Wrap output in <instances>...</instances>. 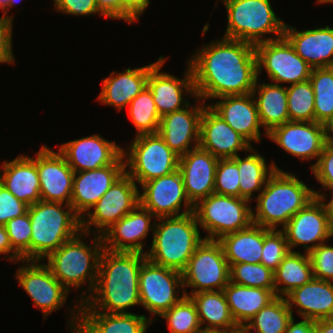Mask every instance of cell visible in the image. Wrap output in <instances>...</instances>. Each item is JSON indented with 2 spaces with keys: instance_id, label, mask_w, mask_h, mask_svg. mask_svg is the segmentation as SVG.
Segmentation results:
<instances>
[{
  "instance_id": "f546056e",
  "label": "cell",
  "mask_w": 333,
  "mask_h": 333,
  "mask_svg": "<svg viewBox=\"0 0 333 333\" xmlns=\"http://www.w3.org/2000/svg\"><path fill=\"white\" fill-rule=\"evenodd\" d=\"M0 167V184L17 199L28 206L41 201L37 152L35 158L21 154L14 160H5Z\"/></svg>"
},
{
  "instance_id": "4316f807",
  "label": "cell",
  "mask_w": 333,
  "mask_h": 333,
  "mask_svg": "<svg viewBox=\"0 0 333 333\" xmlns=\"http://www.w3.org/2000/svg\"><path fill=\"white\" fill-rule=\"evenodd\" d=\"M219 101L209 106L220 115L223 120L250 144L261 141L260 127H262L257 106L252 93L246 95H226L216 98Z\"/></svg>"
},
{
  "instance_id": "74e56055",
  "label": "cell",
  "mask_w": 333,
  "mask_h": 333,
  "mask_svg": "<svg viewBox=\"0 0 333 333\" xmlns=\"http://www.w3.org/2000/svg\"><path fill=\"white\" fill-rule=\"evenodd\" d=\"M285 297L276 296L262 308L245 326L251 333H285L288 323L293 317Z\"/></svg>"
},
{
  "instance_id": "44dd1931",
  "label": "cell",
  "mask_w": 333,
  "mask_h": 333,
  "mask_svg": "<svg viewBox=\"0 0 333 333\" xmlns=\"http://www.w3.org/2000/svg\"><path fill=\"white\" fill-rule=\"evenodd\" d=\"M58 151L65 157L74 172L89 171L112 165L123 148L100 134L71 140L60 145Z\"/></svg>"
},
{
  "instance_id": "e7e4bbea",
  "label": "cell",
  "mask_w": 333,
  "mask_h": 333,
  "mask_svg": "<svg viewBox=\"0 0 333 333\" xmlns=\"http://www.w3.org/2000/svg\"><path fill=\"white\" fill-rule=\"evenodd\" d=\"M326 3H333V0H326L325 2H324V4H326Z\"/></svg>"
},
{
  "instance_id": "ac0fdd59",
  "label": "cell",
  "mask_w": 333,
  "mask_h": 333,
  "mask_svg": "<svg viewBox=\"0 0 333 333\" xmlns=\"http://www.w3.org/2000/svg\"><path fill=\"white\" fill-rule=\"evenodd\" d=\"M165 60V57H163L149 71L147 79V86L151 90L160 117L188 106L190 102L184 99L183 95L194 97L196 103L201 101L196 95L192 70L189 64L187 63L183 79H178L177 76L172 74L160 72Z\"/></svg>"
},
{
  "instance_id": "03108f58",
  "label": "cell",
  "mask_w": 333,
  "mask_h": 333,
  "mask_svg": "<svg viewBox=\"0 0 333 333\" xmlns=\"http://www.w3.org/2000/svg\"><path fill=\"white\" fill-rule=\"evenodd\" d=\"M202 333H223V332H202Z\"/></svg>"
},
{
  "instance_id": "5b68a950",
  "label": "cell",
  "mask_w": 333,
  "mask_h": 333,
  "mask_svg": "<svg viewBox=\"0 0 333 333\" xmlns=\"http://www.w3.org/2000/svg\"><path fill=\"white\" fill-rule=\"evenodd\" d=\"M157 219L159 222H156ZM198 225L194 212L177 217L156 218L146 258L182 273L195 249L204 240Z\"/></svg>"
},
{
  "instance_id": "e0dca14e",
  "label": "cell",
  "mask_w": 333,
  "mask_h": 333,
  "mask_svg": "<svg viewBox=\"0 0 333 333\" xmlns=\"http://www.w3.org/2000/svg\"><path fill=\"white\" fill-rule=\"evenodd\" d=\"M268 138L302 161L317 158V161L310 165V169L318 162L327 143L324 126L319 122L288 121L269 132Z\"/></svg>"
},
{
  "instance_id": "277c9868",
  "label": "cell",
  "mask_w": 333,
  "mask_h": 333,
  "mask_svg": "<svg viewBox=\"0 0 333 333\" xmlns=\"http://www.w3.org/2000/svg\"><path fill=\"white\" fill-rule=\"evenodd\" d=\"M90 233L80 231L76 236L66 241L56 251L50 253L45 264L53 276L70 292L72 287H85L88 280V291L81 293L78 301L83 303L93 292L99 269V260L104 249L100 235L94 234L93 245H87L83 237ZM71 287V288H70ZM89 293V294H88ZM84 296H83V295Z\"/></svg>"
},
{
  "instance_id": "2e32d148",
  "label": "cell",
  "mask_w": 333,
  "mask_h": 333,
  "mask_svg": "<svg viewBox=\"0 0 333 333\" xmlns=\"http://www.w3.org/2000/svg\"><path fill=\"white\" fill-rule=\"evenodd\" d=\"M280 229L286 236L290 251L303 245L305 253L308 254L333 237V226L329 222L321 202L316 197ZM311 243L312 245H310Z\"/></svg>"
},
{
  "instance_id": "db71d44e",
  "label": "cell",
  "mask_w": 333,
  "mask_h": 333,
  "mask_svg": "<svg viewBox=\"0 0 333 333\" xmlns=\"http://www.w3.org/2000/svg\"><path fill=\"white\" fill-rule=\"evenodd\" d=\"M1 254L5 255L11 262H22L21 256L12 248L6 227L3 225H0V255Z\"/></svg>"
},
{
  "instance_id": "ee69618b",
  "label": "cell",
  "mask_w": 333,
  "mask_h": 333,
  "mask_svg": "<svg viewBox=\"0 0 333 333\" xmlns=\"http://www.w3.org/2000/svg\"><path fill=\"white\" fill-rule=\"evenodd\" d=\"M286 236L281 229L264 228L261 263L273 272L289 253Z\"/></svg>"
},
{
  "instance_id": "681fc988",
  "label": "cell",
  "mask_w": 333,
  "mask_h": 333,
  "mask_svg": "<svg viewBox=\"0 0 333 333\" xmlns=\"http://www.w3.org/2000/svg\"><path fill=\"white\" fill-rule=\"evenodd\" d=\"M27 210V204L17 199L0 184V225L5 226L8 221L25 214Z\"/></svg>"
},
{
  "instance_id": "7402d4cb",
  "label": "cell",
  "mask_w": 333,
  "mask_h": 333,
  "mask_svg": "<svg viewBox=\"0 0 333 333\" xmlns=\"http://www.w3.org/2000/svg\"><path fill=\"white\" fill-rule=\"evenodd\" d=\"M73 308L68 307L72 310L68 326L74 333H147L153 323V318L143 314L79 312V302Z\"/></svg>"
},
{
  "instance_id": "6f0895ef",
  "label": "cell",
  "mask_w": 333,
  "mask_h": 333,
  "mask_svg": "<svg viewBox=\"0 0 333 333\" xmlns=\"http://www.w3.org/2000/svg\"><path fill=\"white\" fill-rule=\"evenodd\" d=\"M324 190H330L331 191V199L328 201V203H325V200L327 196H325V193H321V191H315V197L321 202L326 215L328 216L329 222L333 226V189H324Z\"/></svg>"
},
{
  "instance_id": "d6986e66",
  "label": "cell",
  "mask_w": 333,
  "mask_h": 333,
  "mask_svg": "<svg viewBox=\"0 0 333 333\" xmlns=\"http://www.w3.org/2000/svg\"><path fill=\"white\" fill-rule=\"evenodd\" d=\"M124 173L123 154L112 165L75 172L70 202L75 213L82 219Z\"/></svg>"
},
{
  "instance_id": "9f6ffc18",
  "label": "cell",
  "mask_w": 333,
  "mask_h": 333,
  "mask_svg": "<svg viewBox=\"0 0 333 333\" xmlns=\"http://www.w3.org/2000/svg\"><path fill=\"white\" fill-rule=\"evenodd\" d=\"M125 8L138 20L150 4V0H122Z\"/></svg>"
},
{
  "instance_id": "83f0119b",
  "label": "cell",
  "mask_w": 333,
  "mask_h": 333,
  "mask_svg": "<svg viewBox=\"0 0 333 333\" xmlns=\"http://www.w3.org/2000/svg\"><path fill=\"white\" fill-rule=\"evenodd\" d=\"M284 37L313 69L333 67V28L330 26L298 31L286 24Z\"/></svg>"
},
{
  "instance_id": "816d5d0a",
  "label": "cell",
  "mask_w": 333,
  "mask_h": 333,
  "mask_svg": "<svg viewBox=\"0 0 333 333\" xmlns=\"http://www.w3.org/2000/svg\"><path fill=\"white\" fill-rule=\"evenodd\" d=\"M13 18L0 16V63H15V55L12 48Z\"/></svg>"
},
{
  "instance_id": "f1b7e54d",
  "label": "cell",
  "mask_w": 333,
  "mask_h": 333,
  "mask_svg": "<svg viewBox=\"0 0 333 333\" xmlns=\"http://www.w3.org/2000/svg\"><path fill=\"white\" fill-rule=\"evenodd\" d=\"M163 58L159 56L156 62L143 67L131 69L128 67L123 72L112 71L102 80V90L98 96L99 103L113 106L117 111L127 107L130 102L147 87L149 71Z\"/></svg>"
},
{
  "instance_id": "94428289",
  "label": "cell",
  "mask_w": 333,
  "mask_h": 333,
  "mask_svg": "<svg viewBox=\"0 0 333 333\" xmlns=\"http://www.w3.org/2000/svg\"><path fill=\"white\" fill-rule=\"evenodd\" d=\"M15 4H17L16 0H0V10L3 11L2 16H9L13 18V16L7 15V13H9V8L14 7Z\"/></svg>"
},
{
  "instance_id": "680465c9",
  "label": "cell",
  "mask_w": 333,
  "mask_h": 333,
  "mask_svg": "<svg viewBox=\"0 0 333 333\" xmlns=\"http://www.w3.org/2000/svg\"><path fill=\"white\" fill-rule=\"evenodd\" d=\"M315 333H333V318L315 321Z\"/></svg>"
},
{
  "instance_id": "4fadbf2b",
  "label": "cell",
  "mask_w": 333,
  "mask_h": 333,
  "mask_svg": "<svg viewBox=\"0 0 333 333\" xmlns=\"http://www.w3.org/2000/svg\"><path fill=\"white\" fill-rule=\"evenodd\" d=\"M255 50L258 78L263 69L273 83L280 85L297 84L308 80L311 76L313 68L295 52L284 36L258 43L255 45Z\"/></svg>"
},
{
  "instance_id": "f6af8a7d",
  "label": "cell",
  "mask_w": 333,
  "mask_h": 333,
  "mask_svg": "<svg viewBox=\"0 0 333 333\" xmlns=\"http://www.w3.org/2000/svg\"><path fill=\"white\" fill-rule=\"evenodd\" d=\"M5 227L12 248L21 256L22 261H30V237L32 228L28 211L8 221Z\"/></svg>"
},
{
  "instance_id": "91938a15",
  "label": "cell",
  "mask_w": 333,
  "mask_h": 333,
  "mask_svg": "<svg viewBox=\"0 0 333 333\" xmlns=\"http://www.w3.org/2000/svg\"><path fill=\"white\" fill-rule=\"evenodd\" d=\"M323 126L325 130L326 141L329 143H333V115L326 120Z\"/></svg>"
},
{
  "instance_id": "8fae6325",
  "label": "cell",
  "mask_w": 333,
  "mask_h": 333,
  "mask_svg": "<svg viewBox=\"0 0 333 333\" xmlns=\"http://www.w3.org/2000/svg\"><path fill=\"white\" fill-rule=\"evenodd\" d=\"M139 297L142 305L154 317L161 316L184 296L182 273L145 259L139 272ZM178 294H180L178 296Z\"/></svg>"
},
{
  "instance_id": "be15d7a7",
  "label": "cell",
  "mask_w": 333,
  "mask_h": 333,
  "mask_svg": "<svg viewBox=\"0 0 333 333\" xmlns=\"http://www.w3.org/2000/svg\"><path fill=\"white\" fill-rule=\"evenodd\" d=\"M326 0H317V3L323 4Z\"/></svg>"
},
{
  "instance_id": "ba28073f",
  "label": "cell",
  "mask_w": 333,
  "mask_h": 333,
  "mask_svg": "<svg viewBox=\"0 0 333 333\" xmlns=\"http://www.w3.org/2000/svg\"><path fill=\"white\" fill-rule=\"evenodd\" d=\"M126 151L125 172L141 185L152 179L168 175L179 167L177 155L158 133L135 135Z\"/></svg>"
},
{
  "instance_id": "3957f363",
  "label": "cell",
  "mask_w": 333,
  "mask_h": 333,
  "mask_svg": "<svg viewBox=\"0 0 333 333\" xmlns=\"http://www.w3.org/2000/svg\"><path fill=\"white\" fill-rule=\"evenodd\" d=\"M253 197L257 200L256 207L252 209L253 223L277 230L278 225L283 228L291 217L313 200L315 193L292 172L276 169L260 194Z\"/></svg>"
},
{
  "instance_id": "6da1fadb",
  "label": "cell",
  "mask_w": 333,
  "mask_h": 333,
  "mask_svg": "<svg viewBox=\"0 0 333 333\" xmlns=\"http://www.w3.org/2000/svg\"><path fill=\"white\" fill-rule=\"evenodd\" d=\"M198 98L252 93L258 79L255 45L228 38L205 44L187 62Z\"/></svg>"
},
{
  "instance_id": "7dc6e473",
  "label": "cell",
  "mask_w": 333,
  "mask_h": 333,
  "mask_svg": "<svg viewBox=\"0 0 333 333\" xmlns=\"http://www.w3.org/2000/svg\"><path fill=\"white\" fill-rule=\"evenodd\" d=\"M314 278L333 282V246L323 243L309 253Z\"/></svg>"
},
{
  "instance_id": "8992f818",
  "label": "cell",
  "mask_w": 333,
  "mask_h": 333,
  "mask_svg": "<svg viewBox=\"0 0 333 333\" xmlns=\"http://www.w3.org/2000/svg\"><path fill=\"white\" fill-rule=\"evenodd\" d=\"M27 211L32 228L30 261L42 262L81 231V218L71 204L41 200L28 206Z\"/></svg>"
},
{
  "instance_id": "4dcf8cb0",
  "label": "cell",
  "mask_w": 333,
  "mask_h": 333,
  "mask_svg": "<svg viewBox=\"0 0 333 333\" xmlns=\"http://www.w3.org/2000/svg\"><path fill=\"white\" fill-rule=\"evenodd\" d=\"M293 313L294 307L301 318L318 321L333 318V282L312 278L285 296Z\"/></svg>"
},
{
  "instance_id": "f5cc1de1",
  "label": "cell",
  "mask_w": 333,
  "mask_h": 333,
  "mask_svg": "<svg viewBox=\"0 0 333 333\" xmlns=\"http://www.w3.org/2000/svg\"><path fill=\"white\" fill-rule=\"evenodd\" d=\"M99 11L108 19L124 20L132 24L137 19L125 8L122 0H95Z\"/></svg>"
},
{
  "instance_id": "7c38bea8",
  "label": "cell",
  "mask_w": 333,
  "mask_h": 333,
  "mask_svg": "<svg viewBox=\"0 0 333 333\" xmlns=\"http://www.w3.org/2000/svg\"><path fill=\"white\" fill-rule=\"evenodd\" d=\"M138 204L137 183L125 172L91 208L94 210L81 219V230L101 236Z\"/></svg>"
},
{
  "instance_id": "484cf974",
  "label": "cell",
  "mask_w": 333,
  "mask_h": 333,
  "mask_svg": "<svg viewBox=\"0 0 333 333\" xmlns=\"http://www.w3.org/2000/svg\"><path fill=\"white\" fill-rule=\"evenodd\" d=\"M219 159L197 147L179 157V167L186 196L195 206L214 193L215 173Z\"/></svg>"
},
{
  "instance_id": "8d00e7d4",
  "label": "cell",
  "mask_w": 333,
  "mask_h": 333,
  "mask_svg": "<svg viewBox=\"0 0 333 333\" xmlns=\"http://www.w3.org/2000/svg\"><path fill=\"white\" fill-rule=\"evenodd\" d=\"M248 152L249 154L245 158L237 155L232 159L238 164L240 198L252 201L253 193L258 191L259 195V191L263 190L269 176L280 168L274 162L267 165L265 158L253 147Z\"/></svg>"
},
{
  "instance_id": "e575fe53",
  "label": "cell",
  "mask_w": 333,
  "mask_h": 333,
  "mask_svg": "<svg viewBox=\"0 0 333 333\" xmlns=\"http://www.w3.org/2000/svg\"><path fill=\"white\" fill-rule=\"evenodd\" d=\"M264 227H249L223 236L220 242L229 266L238 263L259 264L262 258Z\"/></svg>"
},
{
  "instance_id": "1f68e13d",
  "label": "cell",
  "mask_w": 333,
  "mask_h": 333,
  "mask_svg": "<svg viewBox=\"0 0 333 333\" xmlns=\"http://www.w3.org/2000/svg\"><path fill=\"white\" fill-rule=\"evenodd\" d=\"M232 318L239 328L244 326L275 297V290L248 287L229 282L222 290Z\"/></svg>"
},
{
  "instance_id": "d590c367",
  "label": "cell",
  "mask_w": 333,
  "mask_h": 333,
  "mask_svg": "<svg viewBox=\"0 0 333 333\" xmlns=\"http://www.w3.org/2000/svg\"><path fill=\"white\" fill-rule=\"evenodd\" d=\"M313 277L309 254L289 251L274 271L275 295L285 297L295 288L308 283Z\"/></svg>"
},
{
  "instance_id": "ab89813d",
  "label": "cell",
  "mask_w": 333,
  "mask_h": 333,
  "mask_svg": "<svg viewBox=\"0 0 333 333\" xmlns=\"http://www.w3.org/2000/svg\"><path fill=\"white\" fill-rule=\"evenodd\" d=\"M309 80L315 96V122L324 124L333 115V67L312 69Z\"/></svg>"
},
{
  "instance_id": "11a10c76",
  "label": "cell",
  "mask_w": 333,
  "mask_h": 333,
  "mask_svg": "<svg viewBox=\"0 0 333 333\" xmlns=\"http://www.w3.org/2000/svg\"><path fill=\"white\" fill-rule=\"evenodd\" d=\"M285 333H315V321L302 318L300 322H295L293 316L288 323Z\"/></svg>"
},
{
  "instance_id": "d4e9b609",
  "label": "cell",
  "mask_w": 333,
  "mask_h": 333,
  "mask_svg": "<svg viewBox=\"0 0 333 333\" xmlns=\"http://www.w3.org/2000/svg\"><path fill=\"white\" fill-rule=\"evenodd\" d=\"M253 145L234 131L209 105L204 108L200 121L199 147L218 159L234 158L238 152Z\"/></svg>"
},
{
  "instance_id": "c3c4849f",
  "label": "cell",
  "mask_w": 333,
  "mask_h": 333,
  "mask_svg": "<svg viewBox=\"0 0 333 333\" xmlns=\"http://www.w3.org/2000/svg\"><path fill=\"white\" fill-rule=\"evenodd\" d=\"M311 170L314 177L323 186L322 189H333V143L325 144L318 162Z\"/></svg>"
},
{
  "instance_id": "6125c7cd",
  "label": "cell",
  "mask_w": 333,
  "mask_h": 333,
  "mask_svg": "<svg viewBox=\"0 0 333 333\" xmlns=\"http://www.w3.org/2000/svg\"><path fill=\"white\" fill-rule=\"evenodd\" d=\"M231 333H248V332L244 328H239L238 330L233 331Z\"/></svg>"
},
{
  "instance_id": "d6a6232c",
  "label": "cell",
  "mask_w": 333,
  "mask_h": 333,
  "mask_svg": "<svg viewBox=\"0 0 333 333\" xmlns=\"http://www.w3.org/2000/svg\"><path fill=\"white\" fill-rule=\"evenodd\" d=\"M257 79L252 95L265 135L275 127L290 121L287 108L286 86L275 83H260Z\"/></svg>"
},
{
  "instance_id": "9c48e42d",
  "label": "cell",
  "mask_w": 333,
  "mask_h": 333,
  "mask_svg": "<svg viewBox=\"0 0 333 333\" xmlns=\"http://www.w3.org/2000/svg\"><path fill=\"white\" fill-rule=\"evenodd\" d=\"M199 227L207 232L204 239L219 240L225 235L249 227L252 208L245 198L213 193L194 206Z\"/></svg>"
},
{
  "instance_id": "f35d334b",
  "label": "cell",
  "mask_w": 333,
  "mask_h": 333,
  "mask_svg": "<svg viewBox=\"0 0 333 333\" xmlns=\"http://www.w3.org/2000/svg\"><path fill=\"white\" fill-rule=\"evenodd\" d=\"M128 107L129 117L136 128V135L158 133L161 117L148 86L130 102Z\"/></svg>"
},
{
  "instance_id": "603a6c76",
  "label": "cell",
  "mask_w": 333,
  "mask_h": 333,
  "mask_svg": "<svg viewBox=\"0 0 333 333\" xmlns=\"http://www.w3.org/2000/svg\"><path fill=\"white\" fill-rule=\"evenodd\" d=\"M155 216L138 204L132 211L114 223L102 235L104 249L114 252L146 254L144 239L154 231Z\"/></svg>"
},
{
  "instance_id": "5bb4252c",
  "label": "cell",
  "mask_w": 333,
  "mask_h": 333,
  "mask_svg": "<svg viewBox=\"0 0 333 333\" xmlns=\"http://www.w3.org/2000/svg\"><path fill=\"white\" fill-rule=\"evenodd\" d=\"M139 204L155 218L177 217L194 211L188 200L182 174L179 169L140 185ZM183 203L184 211L181 210Z\"/></svg>"
},
{
  "instance_id": "ffe728a7",
  "label": "cell",
  "mask_w": 333,
  "mask_h": 333,
  "mask_svg": "<svg viewBox=\"0 0 333 333\" xmlns=\"http://www.w3.org/2000/svg\"><path fill=\"white\" fill-rule=\"evenodd\" d=\"M37 171L41 200L70 204L75 172L65 157L59 151L42 145L37 152Z\"/></svg>"
},
{
  "instance_id": "7a4b0ae2",
  "label": "cell",
  "mask_w": 333,
  "mask_h": 333,
  "mask_svg": "<svg viewBox=\"0 0 333 333\" xmlns=\"http://www.w3.org/2000/svg\"><path fill=\"white\" fill-rule=\"evenodd\" d=\"M145 259L138 252L103 249L96 286L79 312L129 313L127 308L139 306V272Z\"/></svg>"
},
{
  "instance_id": "bcb514c9",
  "label": "cell",
  "mask_w": 333,
  "mask_h": 333,
  "mask_svg": "<svg viewBox=\"0 0 333 333\" xmlns=\"http://www.w3.org/2000/svg\"><path fill=\"white\" fill-rule=\"evenodd\" d=\"M239 182L238 164L232 158L219 159L215 173L214 193L240 197Z\"/></svg>"
},
{
  "instance_id": "7bdbcfd3",
  "label": "cell",
  "mask_w": 333,
  "mask_h": 333,
  "mask_svg": "<svg viewBox=\"0 0 333 333\" xmlns=\"http://www.w3.org/2000/svg\"><path fill=\"white\" fill-rule=\"evenodd\" d=\"M230 281L239 285L275 290L274 272L262 263H238L230 267Z\"/></svg>"
},
{
  "instance_id": "9a60e30c",
  "label": "cell",
  "mask_w": 333,
  "mask_h": 333,
  "mask_svg": "<svg viewBox=\"0 0 333 333\" xmlns=\"http://www.w3.org/2000/svg\"><path fill=\"white\" fill-rule=\"evenodd\" d=\"M39 263L22 261L24 265L17 269L14 277L46 319L65 305L69 291L53 276L45 263Z\"/></svg>"
},
{
  "instance_id": "cb8c5ba5",
  "label": "cell",
  "mask_w": 333,
  "mask_h": 333,
  "mask_svg": "<svg viewBox=\"0 0 333 333\" xmlns=\"http://www.w3.org/2000/svg\"><path fill=\"white\" fill-rule=\"evenodd\" d=\"M199 103L200 105L196 107L189 104L183 109L161 117L158 134L179 156L199 147L200 121L204 108L207 106L203 100ZM194 142L195 145H192L191 143L194 144Z\"/></svg>"
},
{
  "instance_id": "30bf717a",
  "label": "cell",
  "mask_w": 333,
  "mask_h": 333,
  "mask_svg": "<svg viewBox=\"0 0 333 333\" xmlns=\"http://www.w3.org/2000/svg\"><path fill=\"white\" fill-rule=\"evenodd\" d=\"M182 277L183 290L189 297L202 291L223 290L230 282V266L220 242L204 239L189 259ZM186 287L192 288L190 294Z\"/></svg>"
},
{
  "instance_id": "836d02e7",
  "label": "cell",
  "mask_w": 333,
  "mask_h": 333,
  "mask_svg": "<svg viewBox=\"0 0 333 333\" xmlns=\"http://www.w3.org/2000/svg\"><path fill=\"white\" fill-rule=\"evenodd\" d=\"M190 297L196 305L203 332L231 333L239 329L222 290L202 291Z\"/></svg>"
},
{
  "instance_id": "f907efd6",
  "label": "cell",
  "mask_w": 333,
  "mask_h": 333,
  "mask_svg": "<svg viewBox=\"0 0 333 333\" xmlns=\"http://www.w3.org/2000/svg\"><path fill=\"white\" fill-rule=\"evenodd\" d=\"M54 10L66 15L90 16L98 14L104 16L98 9L95 0H53Z\"/></svg>"
},
{
  "instance_id": "b9f144b4",
  "label": "cell",
  "mask_w": 333,
  "mask_h": 333,
  "mask_svg": "<svg viewBox=\"0 0 333 333\" xmlns=\"http://www.w3.org/2000/svg\"><path fill=\"white\" fill-rule=\"evenodd\" d=\"M290 121L315 122L314 90L310 80L286 86Z\"/></svg>"
},
{
  "instance_id": "60d3db41",
  "label": "cell",
  "mask_w": 333,
  "mask_h": 333,
  "mask_svg": "<svg viewBox=\"0 0 333 333\" xmlns=\"http://www.w3.org/2000/svg\"><path fill=\"white\" fill-rule=\"evenodd\" d=\"M160 317L166 320L170 333H202L196 305L189 296H184Z\"/></svg>"
},
{
  "instance_id": "52a82bcc",
  "label": "cell",
  "mask_w": 333,
  "mask_h": 333,
  "mask_svg": "<svg viewBox=\"0 0 333 333\" xmlns=\"http://www.w3.org/2000/svg\"><path fill=\"white\" fill-rule=\"evenodd\" d=\"M227 10L224 38L256 45L284 36L286 23L276 16L270 0H221ZM267 34L276 36L264 37ZM264 37V38H263Z\"/></svg>"
}]
</instances>
